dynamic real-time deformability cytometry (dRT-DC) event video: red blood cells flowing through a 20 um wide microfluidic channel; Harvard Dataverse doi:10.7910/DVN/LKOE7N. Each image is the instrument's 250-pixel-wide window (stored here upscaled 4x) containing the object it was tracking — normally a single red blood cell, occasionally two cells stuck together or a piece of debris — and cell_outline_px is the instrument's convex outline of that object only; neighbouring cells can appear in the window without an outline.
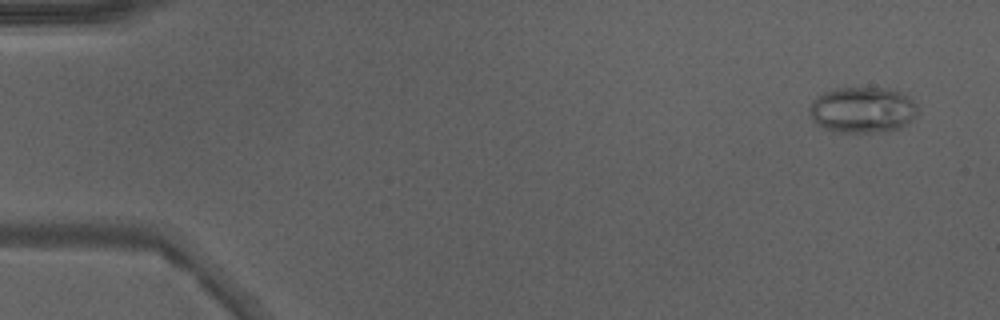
{"species": "Egyptian fruit bat (a non-hibernating species)", "species_latin": "Rousettus aegyptiacus", "temperature_condition": "warm", "stored_images_in_passage": 49, "camera_frame_rate_fps": 3000, "um_per_image_px": 0.085, "animal": {"sex": "male"}, "frame": {"image": 1, "passage_image": 3, "time_ms": 0.667, "image_size_px": [1000, 320], "cell_outline_px": [[916, 116], [908, 124], [900, 128], [876, 132], [840, 132], [824, 128], [816, 124], [812, 120], [808, 112], [808, 108], [812, 100], [824, 92], [836, 88], [896, 88], [908, 96], [916, 104]], "centroid_in_image_um": [73.3, 9.33], "position_along_channel_um": 11.7, "area_um2": 29.25}}
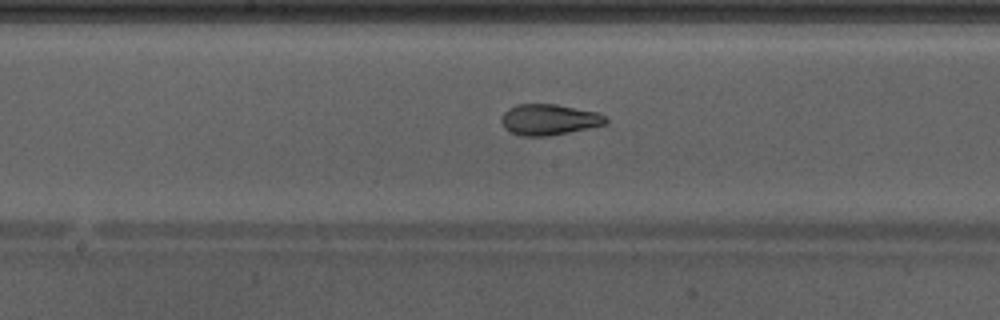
{"frame": {"image": 2, "passage_image": 26, "time_ms": 8.333, "image_size_px": [1000, 320], "cell_outline_px": [[608, 120], [604, 124], [588, 128], [548, 136], [520, 136], [504, 128], [500, 120], [504, 112], [508, 108], [516, 104], [556, 104], [596, 112], [604, 116]], "centroid_in_image_um": [46.61, 10.16], "position_along_channel_um": 201.6, "area_um2": 18.67}}
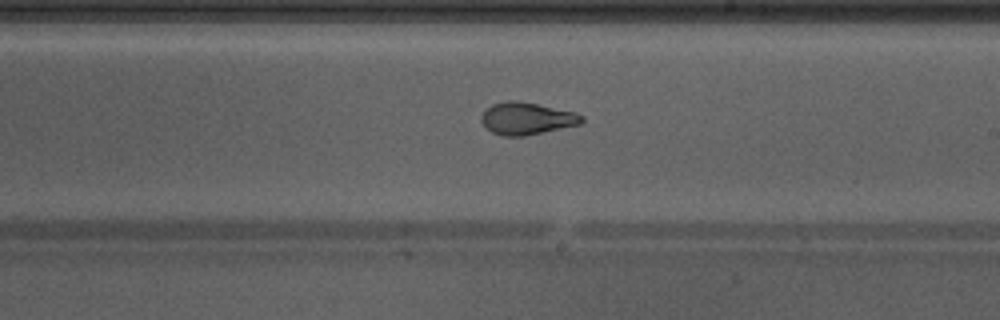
{"frame": {"image": 3, "passage_image": 29, "time_ms": 9.333, "image_size_px": [1000, 320], "cell_outline_px": [[584, 120], [580, 124], [524, 136], [500, 136], [492, 132], [480, 120], [480, 116], [492, 104], [508, 100], [516, 100], [576, 112], [584, 116]], "centroid_in_image_um": [44.77, 10.07], "position_along_channel_um": 244.2, "area_um2": 18.73}, "authors_computed_cell_mechanics": {"area_um2": 20.7502, "velocity_mm_per_s": 4.2854, "shape_relaxation_time_tau1_ms": 5.4224, "shape_relaxation_time_tau2_ms": 0.963, "deformation_change_tau1": 0.1763, "deformation_change_tau2": 0.056}}